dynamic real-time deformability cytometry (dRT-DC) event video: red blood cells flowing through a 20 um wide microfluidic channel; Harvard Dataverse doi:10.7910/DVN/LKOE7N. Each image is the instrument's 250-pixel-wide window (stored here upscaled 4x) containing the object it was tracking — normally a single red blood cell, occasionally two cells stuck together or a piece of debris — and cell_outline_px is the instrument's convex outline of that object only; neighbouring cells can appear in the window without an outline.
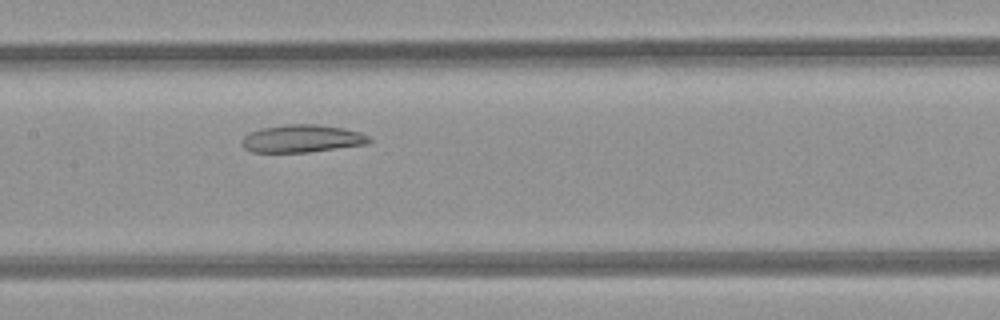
{"species": "common noctule bat (a hibernating species)", "species_latin": "Nyctalus noctula", "temperature_condition": "room temperature", "stored_images_in_passage": 46, "camera_frame_rate_fps": 3000, "um_per_image_px": 0.085, "animal": {"sex": "female", "body_mass_g": 21.9}, "frame": {"image": 1, "passage_image": 21, "time_ms": 6.667, "image_size_px": [1000, 320], "cell_outline_px": [[372, 140], [368, 144], [308, 152], [252, 152], [244, 148], [240, 144], [244, 136], [248, 132], [260, 128], [288, 124], [316, 124], [340, 128], [360, 132], [368, 136]], "centroid_in_image_um": [25.63, 11.78], "position_along_channel_um": 181.8, "area_um2": 20.52}}
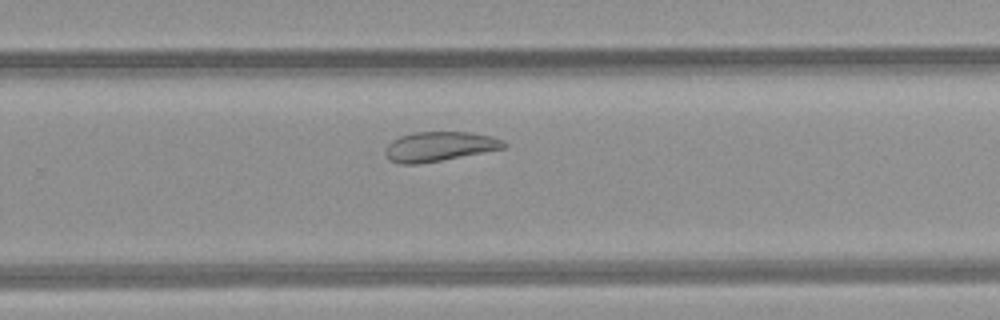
{"frame": {"image": 2, "passage_image": 29, "time_ms": 9.333, "image_size_px": [1000, 320], "cell_outline_px": [[508, 144], [504, 148], [440, 160], [416, 164], [400, 164], [388, 160], [384, 152], [384, 148], [392, 140], [400, 136], [412, 132], [472, 132], [492, 136]], "centroid_in_image_um": [37.28, 12.44], "position_along_channel_um": 292.5, "area_um2": 20.35}}
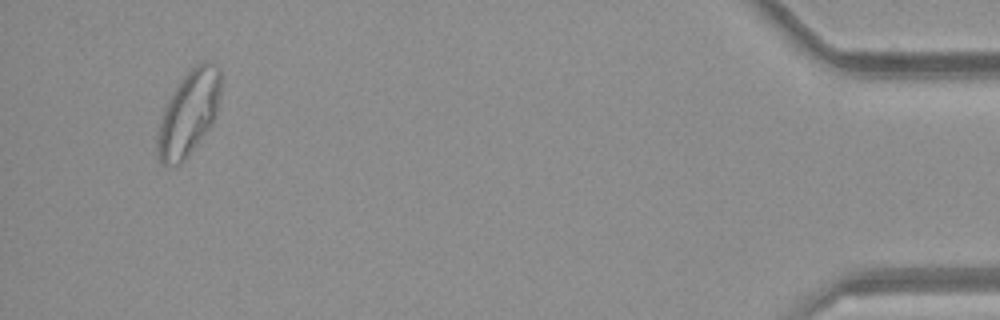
{"frame": {"image": 3, "passage_image": 44, "time_ms": 14.333, "image_size_px": [1000, 320], "cell_outline_px": [[220, 92], [216, 112], [212, 124], [188, 156], [180, 164], [164, 164], [156, 156], [156, 136], [160, 120], [164, 108], [168, 100], [180, 80], [196, 64], [204, 60], [212, 60], [220, 68]], "centroid_in_image_um": [16.03, 9.6], "position_along_channel_um": 419.2, "area_um2": 31.21}, "authors_computed_cell_mechanics": {"area_um2": 26.8192, "velocity_mm_per_s": 4.1713, "shape_relaxation_time_tau1_ms": null, "shape_relaxation_time_tau2_ms": 2.7744, "deformation_change_tau1": null, "deformation_change_tau2": 0.0827}}